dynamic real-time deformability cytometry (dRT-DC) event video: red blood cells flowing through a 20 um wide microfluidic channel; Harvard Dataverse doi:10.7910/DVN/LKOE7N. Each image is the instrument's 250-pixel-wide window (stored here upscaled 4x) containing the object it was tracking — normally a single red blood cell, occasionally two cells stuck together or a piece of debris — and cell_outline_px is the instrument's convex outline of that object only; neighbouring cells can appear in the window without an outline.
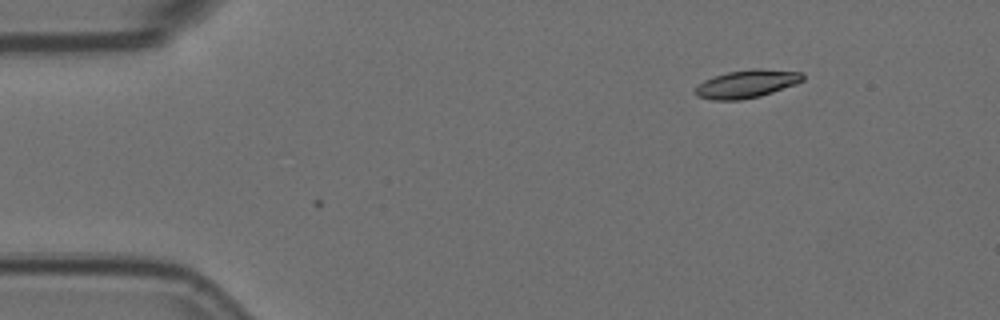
{"species": "Egyptian fruit bat (a non-hibernating species)", "species_latin": "Rousettus aegyptiacus", "temperature_condition": "room temperature", "stored_images_in_passage": 3, "camera_frame_rate_fps": 3000, "um_per_image_px": 0.085, "animal": {"sex": "female"}, "frame": {"image": 1, "passage_image": 3, "time_ms": 0.667, "image_size_px": [1000, 320], "cell_outline_px": [[804, 80], [796, 84], [760, 96], [740, 100], [712, 100], [696, 96], [692, 92], [704, 80], [728, 72], [752, 68], [760, 68], [804, 72]], "centroid_in_image_um": [63.49, 7.12], "position_along_channel_um": 21.5, "area_um2": 17.63}}